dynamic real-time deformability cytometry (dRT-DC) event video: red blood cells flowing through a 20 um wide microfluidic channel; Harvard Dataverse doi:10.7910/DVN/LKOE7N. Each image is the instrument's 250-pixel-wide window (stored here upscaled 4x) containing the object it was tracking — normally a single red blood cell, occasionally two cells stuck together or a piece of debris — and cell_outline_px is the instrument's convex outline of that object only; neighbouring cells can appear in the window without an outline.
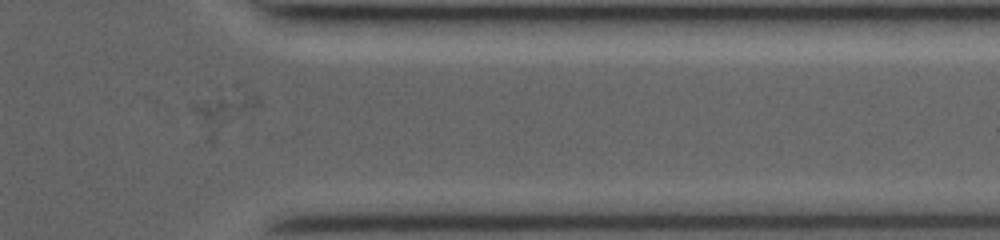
{"species": "common noctule bat (a hibernating species)", "species_latin": "Nyctalus noctula", "temperature_condition": "room temperature", "stored_images_in_passage": 33, "camera_frame_rate_fps": 3500, "um_per_image_px": 0.085, "animal": {"sex": "female", "body_mass_g": 19.0, "forearm_length_mm": 53.3}, "frame": {"image": 1, "passage_image": 28, "time_ms": 8.0, "image_size_px": [1000, 240], "cell_outline_px": [[260, 104], [228, 120], [204, 120], [188, 108], [188, 104], [236, 84], [256, 92]], "centroid_in_image_um": [19.15, 8.81], "position_along_channel_um": 392.2, "area_um2": 11.73}}